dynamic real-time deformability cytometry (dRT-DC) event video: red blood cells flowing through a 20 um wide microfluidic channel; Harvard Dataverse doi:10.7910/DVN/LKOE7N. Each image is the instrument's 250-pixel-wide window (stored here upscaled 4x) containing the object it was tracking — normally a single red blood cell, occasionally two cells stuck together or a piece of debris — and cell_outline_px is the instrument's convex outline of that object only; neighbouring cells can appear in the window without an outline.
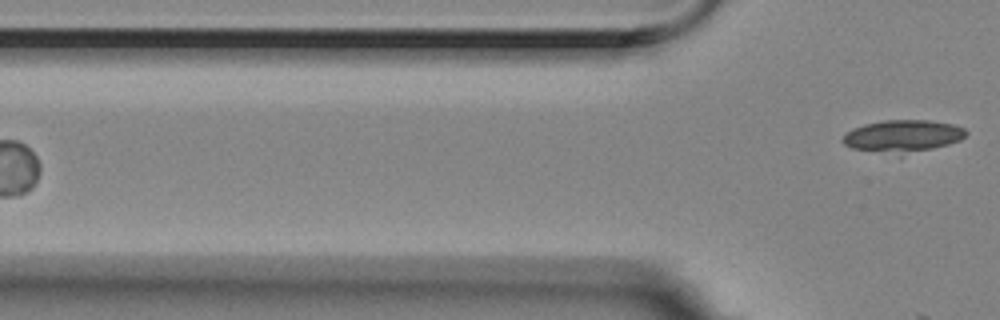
{"species": "Egyptian fruit bat (a non-hibernating species)", "species_latin": "Rousettus aegyptiacus", "temperature_condition": "room temperature", "stored_images_in_passage": 5, "camera_frame_rate_fps": 3000, "um_per_image_px": 0.085, "animal": {"sex": "female"}, "frame": {"image": 1, "passage_image": 5, "time_ms": 1.333, "image_size_px": [1000, 320], "cell_outline_px": [[968, 132], [960, 140], [948, 144], [900, 156], [852, 148], [844, 144], [840, 140], [852, 128], [864, 124], [884, 120], [928, 120], [952, 124], [964, 128]], "centroid_in_image_um": [76.71, 11.58], "position_along_channel_um": 49.1, "area_um2": 23.29}}